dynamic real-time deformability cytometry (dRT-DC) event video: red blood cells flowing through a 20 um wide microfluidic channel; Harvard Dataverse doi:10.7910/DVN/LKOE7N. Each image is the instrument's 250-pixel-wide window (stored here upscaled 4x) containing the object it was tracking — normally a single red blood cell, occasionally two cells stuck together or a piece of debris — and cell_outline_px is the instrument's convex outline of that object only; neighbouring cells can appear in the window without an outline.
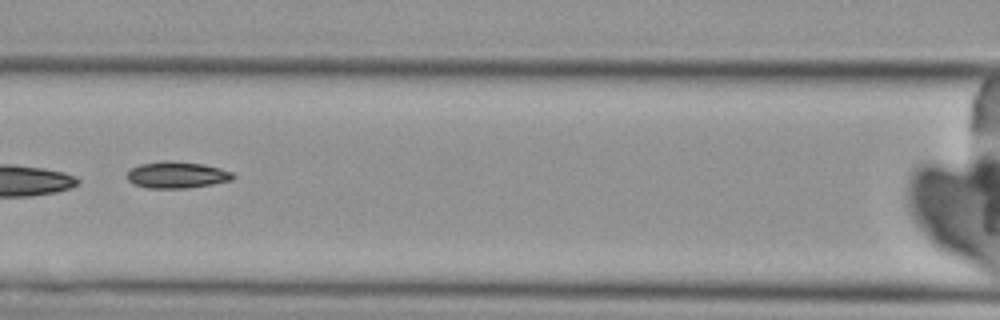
{"species": "Egyptian fruit bat (a non-hibernating species)", "species_latin": "Rousettus aegyptiacus", "temperature_condition": "cold", "stored_images_in_passage": 9, "camera_frame_rate_fps": 3000, "um_per_image_px": 0.085, "animal": {"sex": "female"}, "frame": {"image": 1, "passage_image": 7, "time_ms": 8.0, "image_size_px": [1000, 320], "cell_outline_px": [[236, 176], [232, 180], [212, 184], [188, 188], [148, 188], [132, 184], [124, 176], [132, 168], [140, 164], [164, 160], [172, 160], [204, 164], [220, 168], [232, 172]], "centroid_in_image_um": [15.02, 14.86], "position_along_channel_um": 151.6, "area_um2": 16.65}}
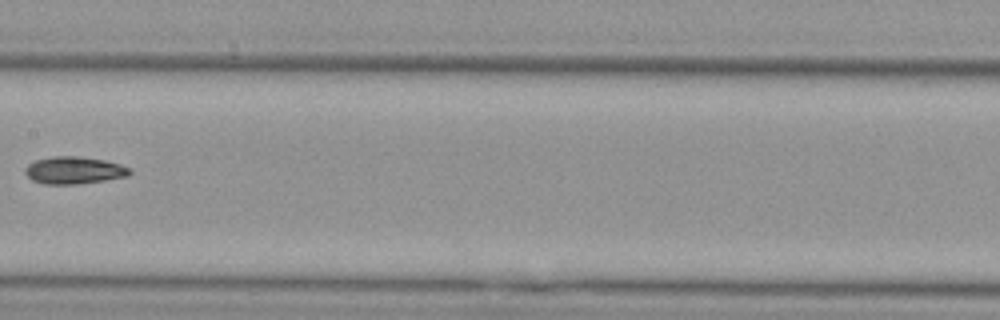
{"frame": {"image": 2, "passage_image": 8, "time_ms": 9.333, "image_size_px": [1000, 320], "cell_outline_px": [[132, 172], [128, 176], [104, 180], [76, 184], [44, 184], [32, 180], [24, 172], [24, 168], [28, 164], [36, 160], [52, 156], [76, 156], [104, 160], [120, 164], [132, 168]], "centroid_in_image_um": [6.3, 14.47], "position_along_channel_um": 201.1, "area_um2": 16.65}}
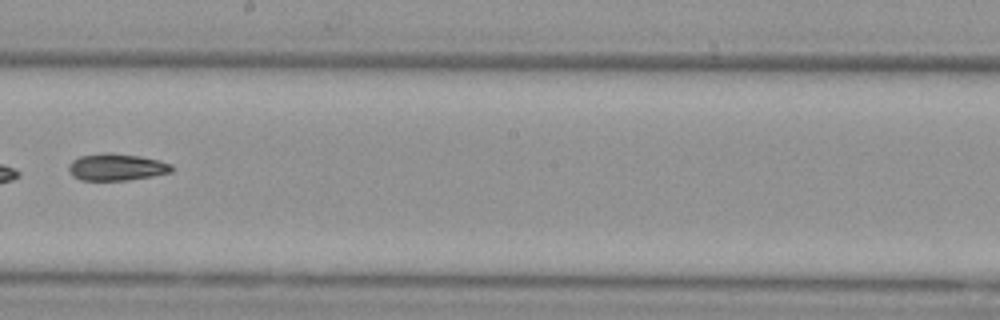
{"frame": {"image": 3, "passage_image": 9, "time_ms": 10.333, "image_size_px": [1000, 320], "cell_outline_px": [[172, 172], [152, 176], [128, 180], [80, 180], [72, 176], [68, 168], [68, 164], [72, 160], [80, 156], [104, 152], [112, 152], [140, 156], [160, 160], [172, 164]], "centroid_in_image_um": [9.89, 14.19], "position_along_channel_um": 238.3, "area_um2": 16.36}}